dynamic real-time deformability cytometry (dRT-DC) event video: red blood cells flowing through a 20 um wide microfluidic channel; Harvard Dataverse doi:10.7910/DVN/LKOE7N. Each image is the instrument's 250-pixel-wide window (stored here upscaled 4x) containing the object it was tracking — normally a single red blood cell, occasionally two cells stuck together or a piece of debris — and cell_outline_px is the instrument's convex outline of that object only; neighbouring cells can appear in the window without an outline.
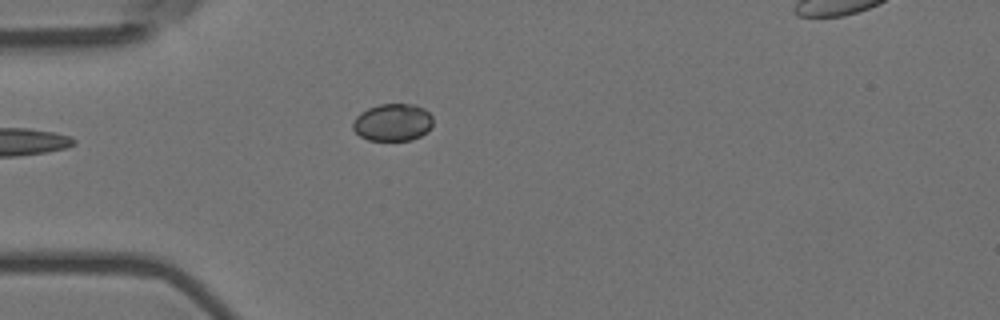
{"species": "Egyptian fruit bat (a non-hibernating species)", "species_latin": "Rousettus aegyptiacus", "temperature_condition": "room temperature", "stored_images_in_passage": 6, "camera_frame_rate_fps": 3000, "um_per_image_px": 0.085, "animal": {"sex": "female"}, "frame": {"image": 1, "passage_image": 5, "time_ms": 1.333, "image_size_px": [1000, 320], "cell_outline_px": [[432, 124], [420, 136], [412, 140], [368, 140], [360, 136], [352, 128], [352, 124], [356, 116], [360, 112], [368, 108], [380, 104], [416, 104], [424, 108], [432, 116]], "centroid_in_image_um": [33.36, 10.39], "position_along_channel_um": 51.6, "area_um2": 17.4}}